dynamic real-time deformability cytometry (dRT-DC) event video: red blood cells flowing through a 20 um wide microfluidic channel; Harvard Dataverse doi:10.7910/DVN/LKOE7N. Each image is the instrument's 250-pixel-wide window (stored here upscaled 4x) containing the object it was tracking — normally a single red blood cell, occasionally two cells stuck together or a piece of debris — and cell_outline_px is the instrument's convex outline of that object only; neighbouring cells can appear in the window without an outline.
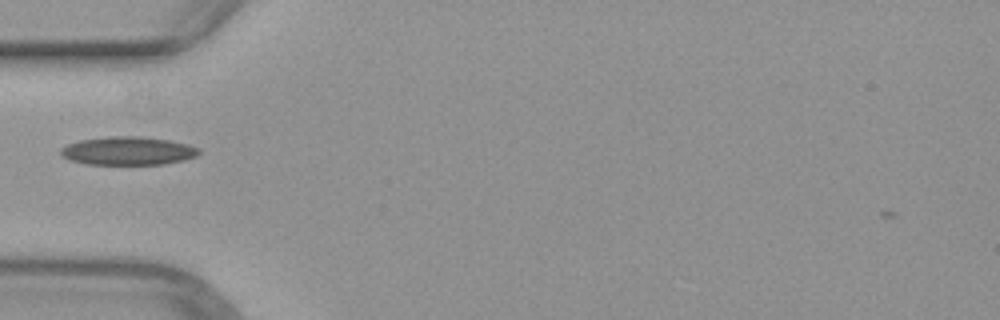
{"species": "common noctule bat (a hibernating species)", "species_latin": "Nyctalus noctula", "temperature_condition": "warm", "stored_images_in_passage": 34, "camera_frame_rate_fps": 3000, "um_per_image_px": 0.085, "animal": {"sex": "female", "body_mass_g": 29.2, "forearm_length_mm": 56.3}, "frame": {"image": 1, "passage_image": 1, "time_ms": 0.0, "image_size_px": [1000, 320], "cell_outline_px": [[200, 152], [196, 156], [184, 160], [164, 164], [88, 164], [68, 160], [60, 152], [60, 148], [68, 144], [80, 140], [108, 136], [140, 136], [168, 140], [188, 144], [200, 148]], "centroid_in_image_um": [10.89, 12.82], "position_along_channel_um": 74.1, "area_um2": 22.83}}
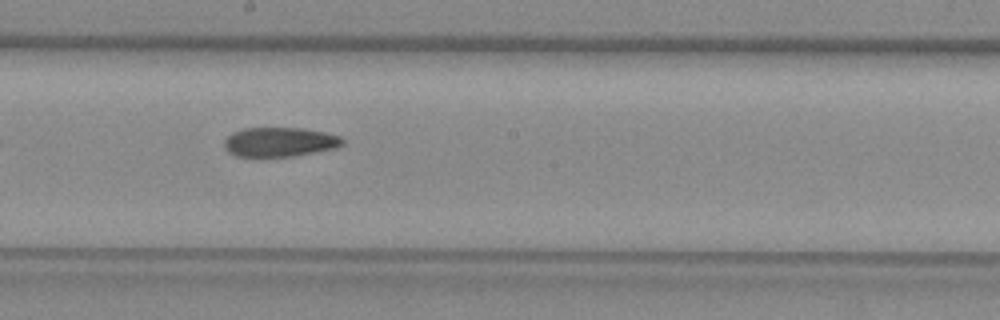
{"frame": {"image": 2, "passage_image": 12, "time_ms": 3.667, "image_size_px": [1000, 320], "cell_outline_px": [[344, 144], [336, 148], [292, 156], [236, 156], [228, 152], [224, 148], [224, 140], [232, 132], [244, 128], [304, 128], [324, 132], [340, 136], [344, 140]], "centroid_in_image_um": [23.76, 12.06], "position_along_channel_um": 224.4, "area_um2": 20.23}}
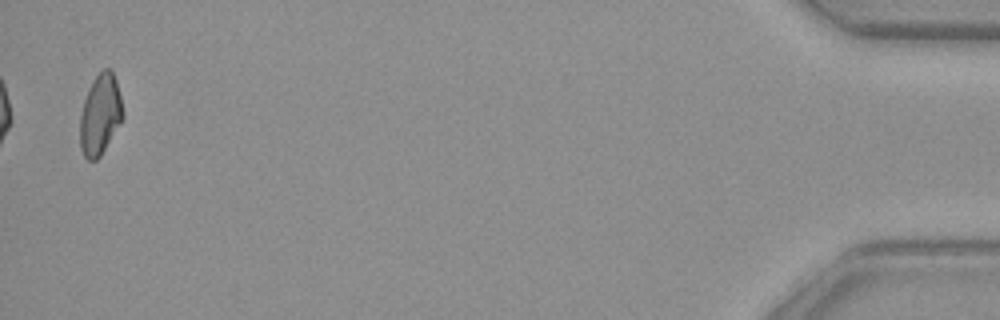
{"frame": {"image": 3, "passage_image": 34, "time_ms": 11.0, "image_size_px": [1000, 320], "cell_outline_px": [[124, 116], [100, 156], [96, 160], [88, 160], [84, 156], [80, 148], [80, 116], [84, 100], [88, 88], [92, 80], [104, 68], [112, 68], [116, 80], [124, 112]], "centroid_in_image_um": [8.51, 9.71], "position_along_channel_um": 426.7, "area_um2": 20.06}}